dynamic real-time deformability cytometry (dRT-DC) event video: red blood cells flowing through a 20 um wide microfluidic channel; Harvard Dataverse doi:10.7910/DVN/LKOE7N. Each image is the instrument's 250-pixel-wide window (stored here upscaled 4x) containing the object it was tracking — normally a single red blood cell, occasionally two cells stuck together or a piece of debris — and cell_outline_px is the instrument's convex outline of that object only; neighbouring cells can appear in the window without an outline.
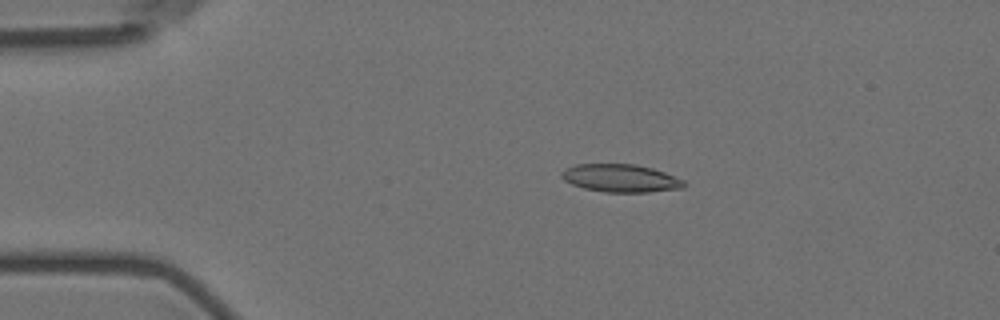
{"species": "Egyptian fruit bat (a non-hibernating species)", "species_latin": "Rousettus aegyptiacus", "temperature_condition": "room temperature", "stored_images_in_passage": 9, "camera_frame_rate_fps": 3000, "um_per_image_px": 0.085, "animal": {"sex": "female"}, "frame": {"image": 1, "passage_image": 4, "time_ms": 3.333, "image_size_px": [1000, 320], "cell_outline_px": [[684, 188], [648, 192], [604, 192], [584, 188], [572, 184], [564, 180], [560, 176], [560, 172], [564, 168], [576, 164], [636, 164], [652, 168], [664, 172], [684, 180]], "centroid_in_image_um": [52.72, 15.14], "position_along_channel_um": 32.3, "area_um2": 19.94}}
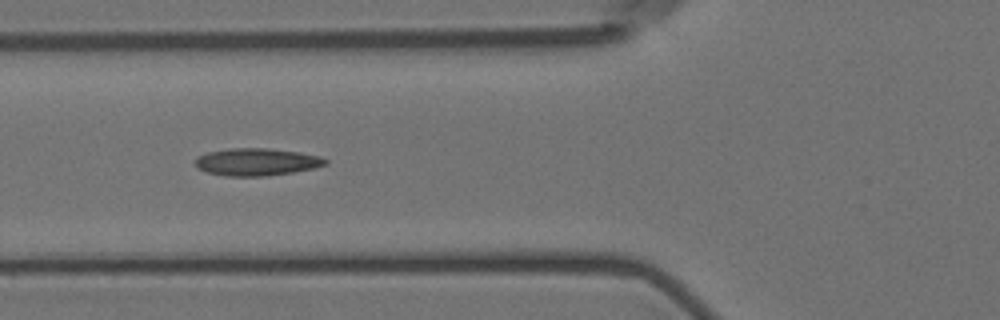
{"frame": {"image": 2, "passage_image": 7, "time_ms": 6.667, "image_size_px": [1000, 320], "cell_outline_px": [[328, 164], [316, 168], [292, 172], [264, 176], [228, 176], [208, 172], [196, 168], [196, 156], [208, 152], [232, 148], [268, 148], [300, 152], [320, 156], [328, 160]], "centroid_in_image_um": [21.84, 13.76], "position_along_channel_um": 104.0, "area_um2": 20.81}}
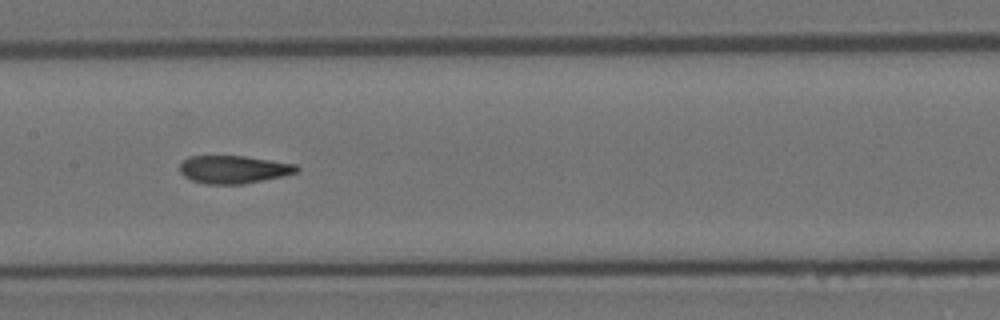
{"frame": {"image": 3, "passage_image": 9, "time_ms": 9.0, "image_size_px": [1000, 320], "cell_outline_px": [[300, 168], [296, 172], [284, 176], [244, 184], [204, 184], [192, 180], [184, 176], [180, 172], [180, 164], [188, 156], [244, 156], [296, 164]], "centroid_in_image_um": [19.86, 14.41], "position_along_channel_um": 187.5, "area_um2": 19.02}}